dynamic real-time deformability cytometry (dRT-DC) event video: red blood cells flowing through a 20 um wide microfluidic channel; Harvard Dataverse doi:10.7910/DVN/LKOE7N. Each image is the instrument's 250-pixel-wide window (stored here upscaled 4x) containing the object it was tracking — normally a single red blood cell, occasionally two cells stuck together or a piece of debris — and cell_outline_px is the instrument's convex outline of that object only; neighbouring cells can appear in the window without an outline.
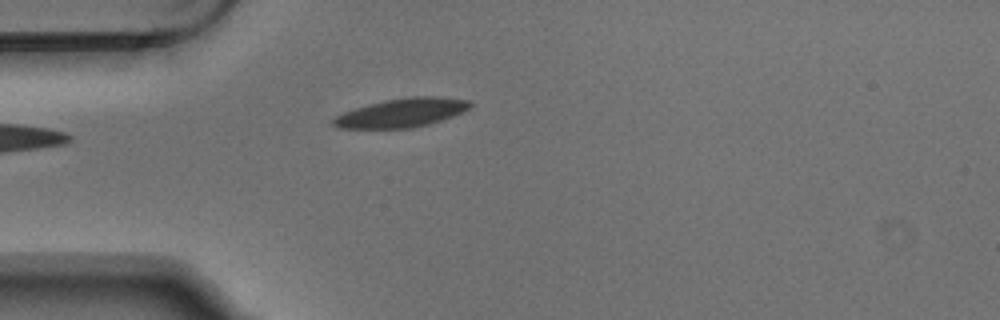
{"species": "Egyptian fruit bat (a non-hibernating species)", "species_latin": "Rousettus aegyptiacus", "temperature_condition": "warm", "stored_images_in_passage": 5, "camera_frame_rate_fps": 3000, "um_per_image_px": 0.085, "animal": {"sex": "male"}, "frame": {"image": 1, "passage_image": 4, "time_ms": 1.0, "image_size_px": [1000, 320], "cell_outline_px": [[472, 104], [468, 108], [452, 116], [428, 124], [412, 128], [336, 128], [332, 124], [332, 120], [336, 116], [344, 112], [356, 108], [384, 100], [412, 96], [440, 96], [468, 100]], "centroid_in_image_um": [34.12, 9.58], "position_along_channel_um": 50.9, "area_um2": 22.72}}